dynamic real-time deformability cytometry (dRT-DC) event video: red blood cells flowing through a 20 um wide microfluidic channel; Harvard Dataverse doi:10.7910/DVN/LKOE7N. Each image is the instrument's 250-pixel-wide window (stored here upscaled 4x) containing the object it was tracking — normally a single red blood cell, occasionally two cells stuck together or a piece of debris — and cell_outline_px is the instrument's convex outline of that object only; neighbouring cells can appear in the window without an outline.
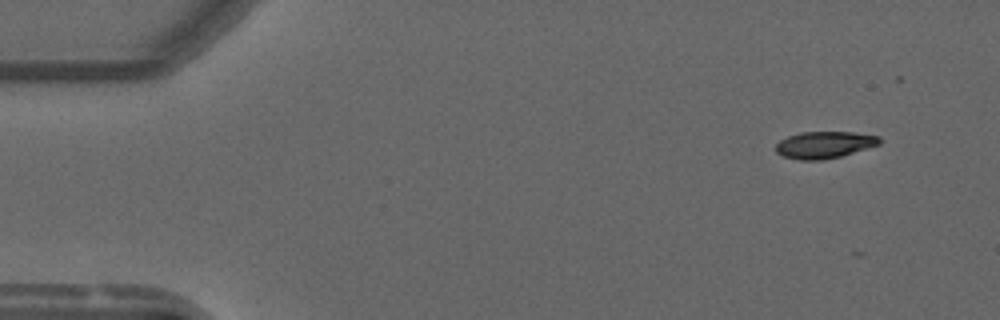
{"species": "common noctule bat (a hibernating species)", "species_latin": "Nyctalus noctula", "temperature_condition": "warm", "stored_images_in_passage": 3, "camera_frame_rate_fps": 3000, "um_per_image_px": 0.085, "animal": {"sex": "male", "forearm_length_mm": 52.5}, "frame": {"image": 1, "passage_image": 1, "time_ms": 0.0, "image_size_px": [1000, 320], "cell_outline_px": [[880, 144], [840, 156], [820, 160], [800, 160], [784, 156], [776, 152], [776, 144], [780, 140], [788, 136], [800, 132], [856, 132], [880, 136]], "centroid_in_image_um": [70.07, 12.3], "position_along_channel_um": 14.9, "area_um2": 16.13}}